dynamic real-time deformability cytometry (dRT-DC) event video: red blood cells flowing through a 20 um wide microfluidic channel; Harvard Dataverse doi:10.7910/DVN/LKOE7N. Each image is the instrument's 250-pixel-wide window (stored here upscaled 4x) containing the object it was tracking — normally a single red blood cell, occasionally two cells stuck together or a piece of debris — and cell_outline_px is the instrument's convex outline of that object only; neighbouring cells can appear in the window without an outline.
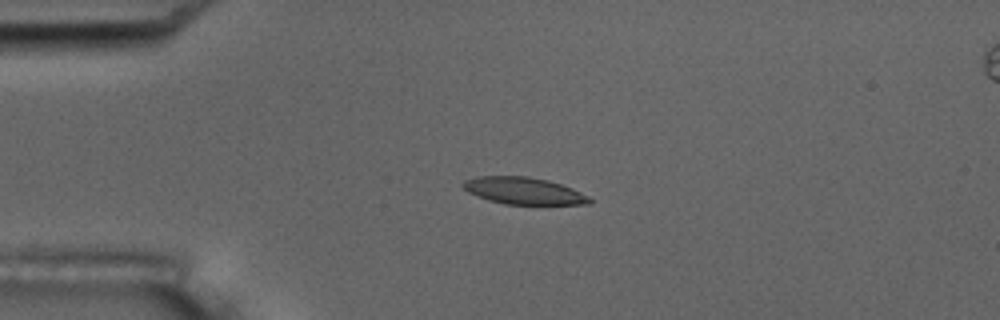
{"species": "common noctule bat (a hibernating species)", "species_latin": "Nyctalus noctula", "temperature_condition": "room temperature", "stored_images_in_passage": 6, "camera_frame_rate_fps": 3000, "um_per_image_px": 0.085, "animal": {"sex": "male", "body_mass_g": 17.5, "forearm_length_mm": 52.3}, "frame": {"image": 1, "passage_image": 4, "time_ms": 3.333, "image_size_px": [1000, 320], "cell_outline_px": [[592, 204], [504, 204], [488, 200], [468, 192], [460, 184], [464, 180], [476, 176], [528, 176], [548, 180], [572, 188], [588, 196], [592, 200]], "centroid_in_image_um": [44.49, 16.21], "position_along_channel_um": 40.5, "area_um2": 19.88}}